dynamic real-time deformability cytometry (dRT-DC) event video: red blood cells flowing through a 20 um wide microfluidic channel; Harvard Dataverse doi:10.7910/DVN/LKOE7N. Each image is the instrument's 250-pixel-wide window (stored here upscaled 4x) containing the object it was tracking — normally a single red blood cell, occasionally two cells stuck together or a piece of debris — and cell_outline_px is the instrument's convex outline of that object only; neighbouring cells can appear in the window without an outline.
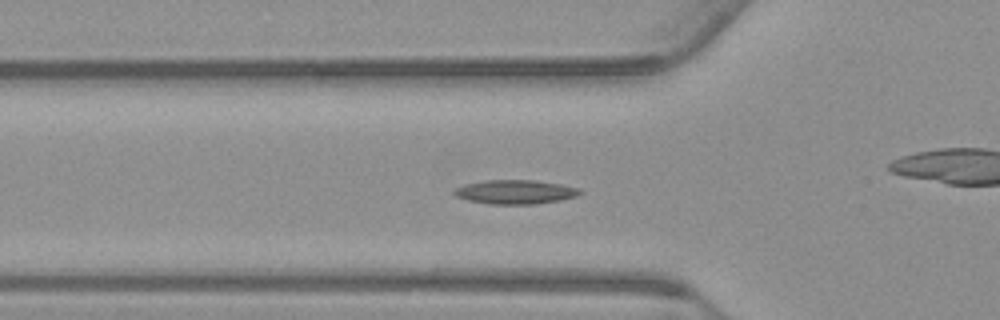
{"species": "common noctule bat (a hibernating species)", "species_latin": "Nyctalus noctula", "temperature_condition": "warm", "stored_images_in_passage": 55, "camera_frame_rate_fps": 3000, "um_per_image_px": 0.085, "animal": {"sex": "male", "body_mass_g": 23.1, "forearm_length_mm": 52.7}, "frame": {"image": 1, "passage_image": 18, "time_ms": 5.667, "image_size_px": [1000, 320], "cell_outline_px": [[584, 192], [576, 196], [560, 200], [532, 204], [488, 204], [468, 200], [456, 196], [452, 192], [456, 188], [464, 184], [484, 180], [532, 180], [560, 184], [580, 188]], "centroid_in_image_um": [43.79, 16.31], "position_along_channel_um": 82.0, "area_um2": 17.63}}
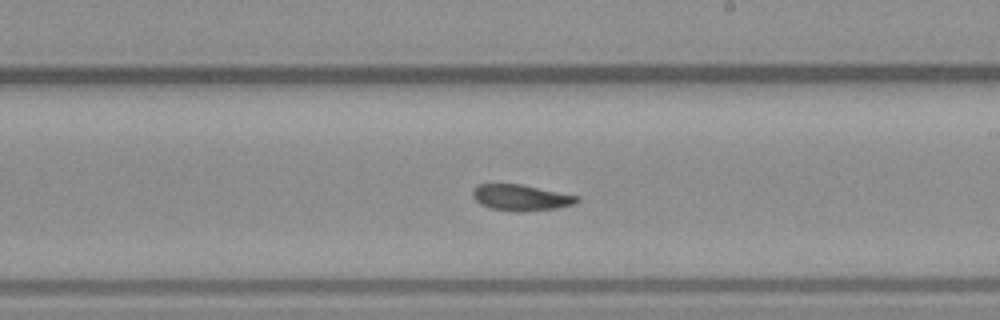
{"frame": {"image": 2, "passage_image": 31, "time_ms": 10.0, "image_size_px": [1000, 320], "cell_outline_px": [[580, 200], [576, 204], [556, 208], [516, 212], [492, 208], [480, 204], [472, 196], [472, 188], [476, 184], [520, 184], [580, 196]], "centroid_in_image_um": [44.28, 16.79], "position_along_channel_um": 244.7, "area_um2": 15.9}}
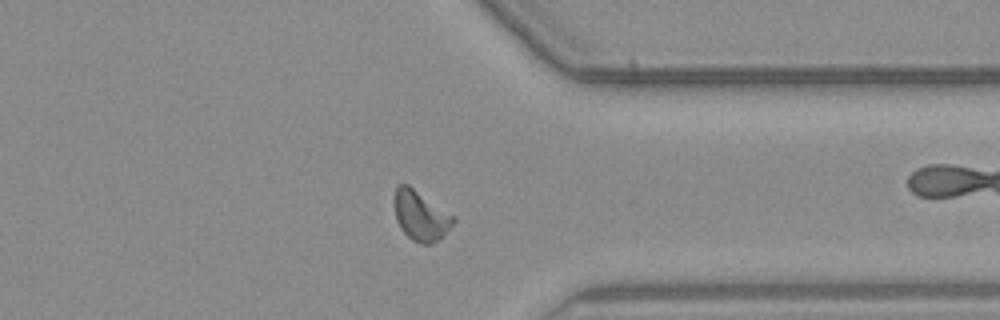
{"frame": {"image": 3, "passage_image": 42, "time_ms": 13.667, "image_size_px": [1000, 320], "cell_outline_px": [[456, 220], [432, 244], [424, 244], [412, 240], [400, 228], [396, 220], [396, 188], [400, 184], [408, 184], [456, 216]], "centroid_in_image_um": [35.78, 18.32], "position_along_channel_um": 375.6, "area_um2": 16.7}, "authors_computed_cell_mechanics": {"area_um2": 16.2418, "velocity_mm_per_s": 3.7392, "shape_relaxation_time_tau1_ms": null, "shape_relaxation_time_tau2_ms": 2.8655, "deformation_change_tau1": null, "deformation_change_tau2": 0.0856}}